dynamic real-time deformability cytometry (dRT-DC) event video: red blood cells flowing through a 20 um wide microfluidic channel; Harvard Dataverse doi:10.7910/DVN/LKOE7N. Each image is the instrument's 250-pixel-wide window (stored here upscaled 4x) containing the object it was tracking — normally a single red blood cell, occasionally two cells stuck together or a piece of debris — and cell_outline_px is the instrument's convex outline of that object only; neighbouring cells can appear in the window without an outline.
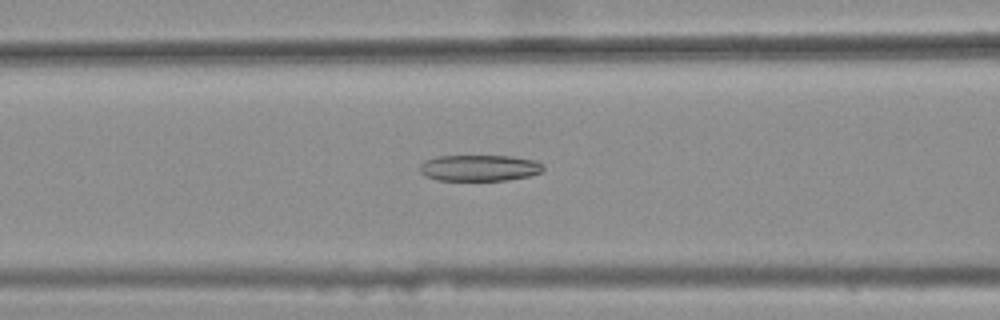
{"species": "common noctule bat (a hibernating species)", "species_latin": "Nyctalus noctula", "temperature_condition": "warm", "stored_images_in_passage": 38, "camera_frame_rate_fps": 3000, "um_per_image_px": 0.085, "animal": {"sex": "female", "body_mass_g": 25.1}, "frame": {"image": 1, "passage_image": 12, "time_ms": 3.667, "image_size_px": [1000, 320], "cell_outline_px": [[544, 168], [540, 172], [528, 176], [508, 180], [436, 180], [420, 172], [420, 164], [424, 160], [436, 156], [512, 156], [536, 160], [544, 164]], "centroid_in_image_um": [40.76, 14.26], "position_along_channel_um": 125.8, "area_um2": 18.9}}
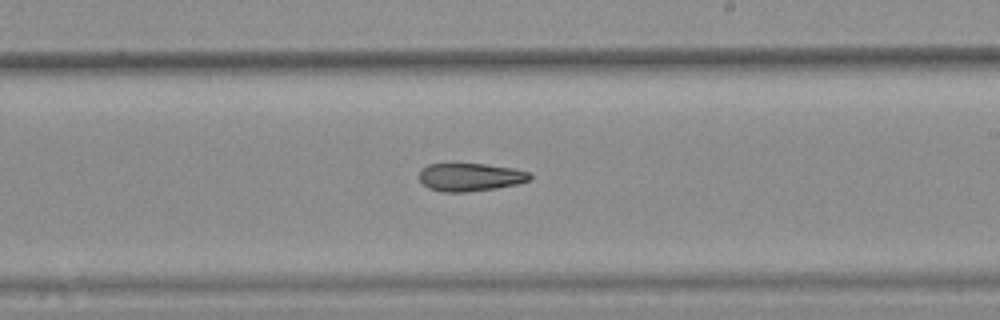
{"frame": {"image": 2, "passage_image": 22, "time_ms": 7.0, "image_size_px": [1000, 320], "cell_outline_px": [[532, 176], [528, 180], [516, 184], [496, 188], [468, 192], [440, 192], [428, 188], [420, 180], [420, 168], [428, 164], [484, 164], [512, 168], [528, 172]], "centroid_in_image_um": [39.93, 15.06], "position_along_channel_um": 249.1, "area_um2": 17.98}}
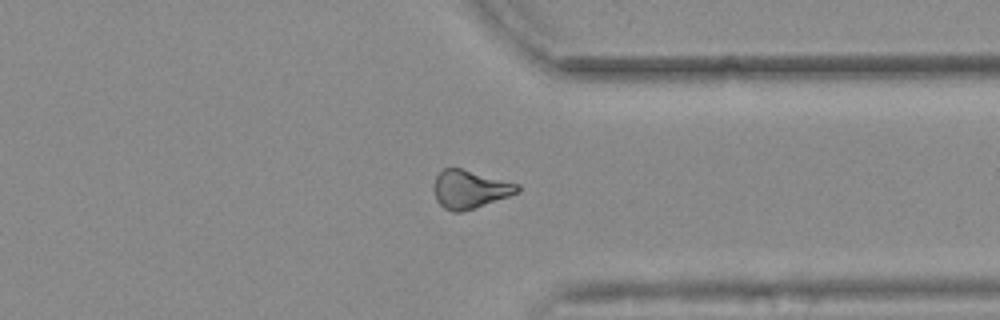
{"frame": {"image": 3, "passage_image": 32, "time_ms": 10.333, "image_size_px": [1000, 320], "cell_outline_px": [[520, 192], [460, 212], [452, 212], [444, 208], [436, 200], [432, 188], [436, 176], [444, 168], [452, 164], [520, 184]], "centroid_in_image_um": [39.91, 16.02], "position_along_channel_um": 371.5, "area_um2": 19.07}}